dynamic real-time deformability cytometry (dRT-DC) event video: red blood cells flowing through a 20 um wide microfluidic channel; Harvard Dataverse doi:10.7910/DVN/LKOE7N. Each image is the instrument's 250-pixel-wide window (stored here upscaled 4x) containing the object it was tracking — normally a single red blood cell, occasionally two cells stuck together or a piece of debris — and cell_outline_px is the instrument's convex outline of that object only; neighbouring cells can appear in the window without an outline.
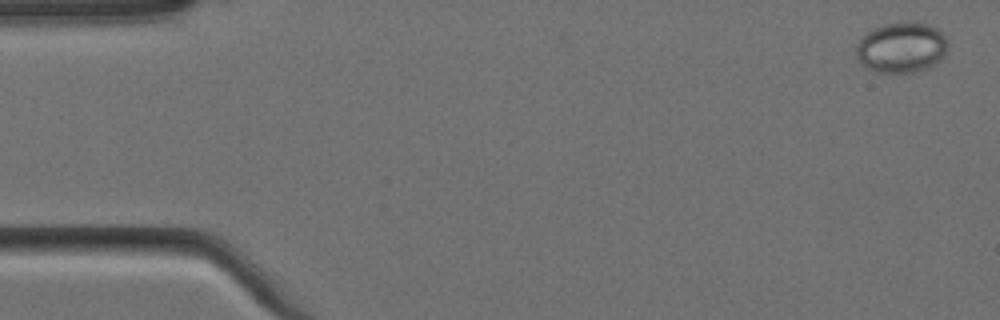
{"species": "Egyptian fruit bat (a non-hibernating species)", "species_latin": "Rousettus aegyptiacus", "temperature_condition": "cold", "stored_images_in_passage": 5, "camera_frame_rate_fps": 3000, "um_per_image_px": 0.085, "animal": {"sex": "female"}, "frame": {"image": 1, "passage_image": 1, "time_ms": 0.0, "image_size_px": [1000, 320], "cell_outline_px": [[948, 48], [944, 56], [936, 64], [928, 68], [916, 72], [880, 72], [864, 64], [856, 56], [856, 48], [860, 40], [868, 32], [884, 24], [908, 20], [916, 20], [928, 24], [936, 28], [944, 36], [948, 44]], "centroid_in_image_um": [76.69, 4.01], "position_along_channel_um": 8.3, "area_um2": 26.93}}